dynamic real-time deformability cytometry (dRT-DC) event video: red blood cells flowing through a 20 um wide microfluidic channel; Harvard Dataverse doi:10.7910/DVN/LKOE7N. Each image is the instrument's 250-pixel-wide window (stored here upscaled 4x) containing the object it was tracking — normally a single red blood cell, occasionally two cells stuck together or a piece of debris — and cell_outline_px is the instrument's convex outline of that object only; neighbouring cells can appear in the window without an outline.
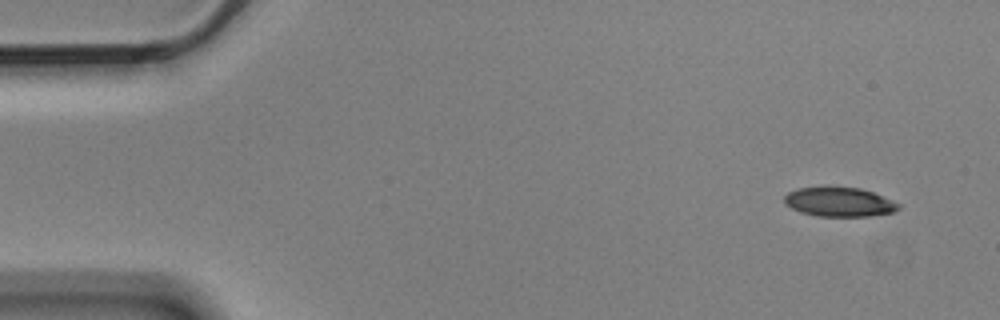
{"species": "Egyptian fruit bat (a non-hibernating species)", "species_latin": "Rousettus aegyptiacus", "temperature_condition": "cold", "stored_images_in_passage": 3, "camera_frame_rate_fps": 3000, "um_per_image_px": 0.085, "animal": {"sex": "male"}, "frame": {"image": 1, "passage_image": 1, "time_ms": 0.0, "image_size_px": [1000, 320], "cell_outline_px": [[900, 208], [892, 212], [872, 216], [816, 216], [800, 212], [784, 204], [784, 196], [788, 192], [800, 188], [824, 184], [860, 188], [872, 192], [900, 204]], "centroid_in_image_um": [71.28, 17.13], "position_along_channel_um": 13.7, "area_um2": 20.0}}